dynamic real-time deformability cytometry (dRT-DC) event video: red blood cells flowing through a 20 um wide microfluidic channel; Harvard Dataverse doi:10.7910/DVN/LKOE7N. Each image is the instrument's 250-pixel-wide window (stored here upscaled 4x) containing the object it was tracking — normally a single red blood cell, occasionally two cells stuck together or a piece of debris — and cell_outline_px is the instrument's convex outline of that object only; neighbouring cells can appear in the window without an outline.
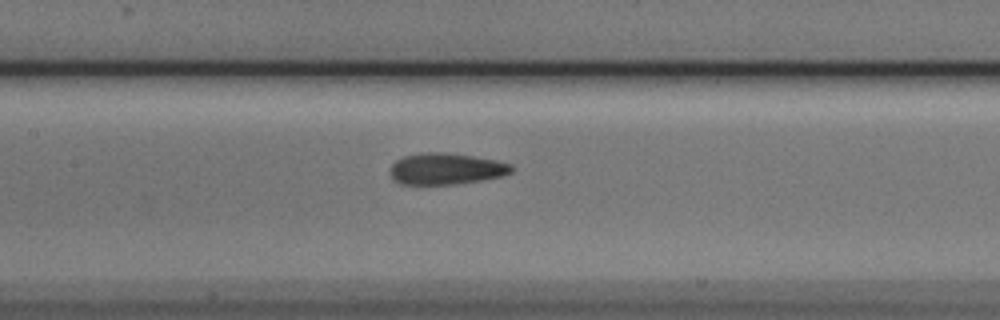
{"species": "Egyptian fruit bat (a non-hibernating species)", "species_latin": "Rousettus aegyptiacus", "temperature_condition": "cold", "stored_images_in_passage": 7, "camera_frame_rate_fps": 3000, "um_per_image_px": 0.085, "animal": {"sex": "male"}, "frame": {"image": 1, "passage_image": 7, "time_ms": 2.0, "image_size_px": [1000, 320], "cell_outline_px": [[516, 168], [512, 172], [504, 176], [456, 184], [400, 184], [392, 176], [392, 164], [396, 160], [404, 156], [420, 152], [444, 152], [472, 156], [496, 160], [512, 164]], "centroid_in_image_um": [37.97, 14.34], "position_along_channel_um": 169.4, "area_um2": 22.2}}